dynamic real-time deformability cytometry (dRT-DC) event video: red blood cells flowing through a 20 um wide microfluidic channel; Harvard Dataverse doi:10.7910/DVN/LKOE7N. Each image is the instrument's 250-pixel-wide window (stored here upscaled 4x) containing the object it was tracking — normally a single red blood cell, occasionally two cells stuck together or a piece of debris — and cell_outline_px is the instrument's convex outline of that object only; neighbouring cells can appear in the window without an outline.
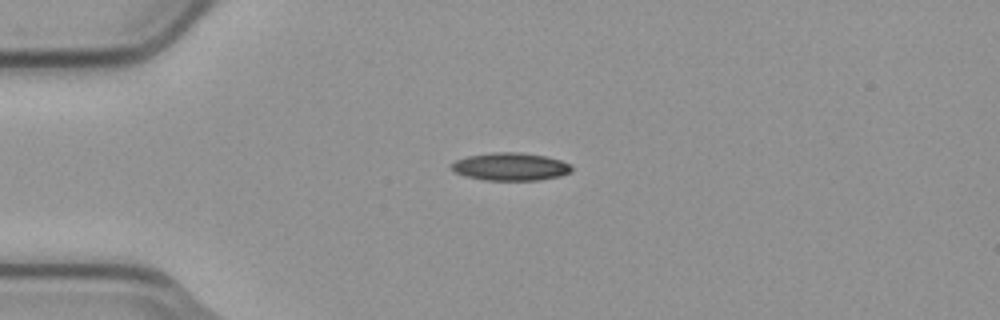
{"species": "common noctule bat (a hibernating species)", "species_latin": "Nyctalus noctula", "temperature_condition": "cold", "stored_images_in_passage": 6, "camera_frame_rate_fps": 3000, "um_per_image_px": 0.085, "animal": {"sex": "male", "body_mass_g": 23.1, "forearm_length_mm": 52.7}, "frame": {"image": 1, "passage_image": 3, "time_ms": 0.667, "image_size_px": [1000, 320], "cell_outline_px": [[572, 172], [560, 176], [540, 180], [488, 180], [464, 176], [456, 172], [452, 168], [452, 164], [456, 160], [468, 156], [496, 152], [516, 152], [544, 156], [560, 160], [572, 164]], "centroid_in_image_um": [43.44, 14.17], "position_along_channel_um": 41.6, "area_um2": 19.31}}
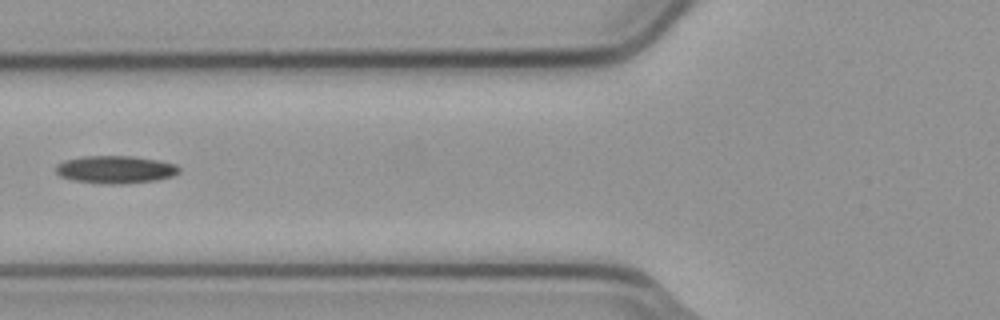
{"frame": {"image": 2, "passage_image": 5, "time_ms": 1.333, "image_size_px": [1000, 320], "cell_outline_px": [[180, 172], [172, 176], [156, 180], [120, 184], [100, 184], [72, 180], [60, 176], [56, 172], [56, 164], [64, 160], [84, 156], [132, 156], [160, 160], [176, 164], [180, 168]], "centroid_in_image_um": [9.81, 14.41], "position_along_channel_um": 116.0, "area_um2": 20.06}}
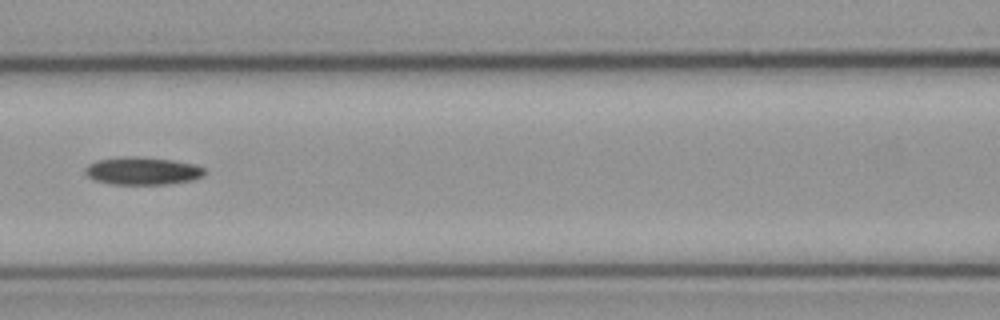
{"frame": {"image": 3, "passage_image": 6, "time_ms": 1.667, "image_size_px": [1000, 320], "cell_outline_px": [[204, 176], [192, 180], [168, 184], [112, 184], [96, 180], [88, 176], [84, 172], [84, 168], [88, 164], [96, 160], [120, 156], [140, 156], [172, 160], [196, 164], [204, 168]], "centroid_in_image_um": [12.1, 14.51], "position_along_channel_um": 154.5, "area_um2": 19.48}}